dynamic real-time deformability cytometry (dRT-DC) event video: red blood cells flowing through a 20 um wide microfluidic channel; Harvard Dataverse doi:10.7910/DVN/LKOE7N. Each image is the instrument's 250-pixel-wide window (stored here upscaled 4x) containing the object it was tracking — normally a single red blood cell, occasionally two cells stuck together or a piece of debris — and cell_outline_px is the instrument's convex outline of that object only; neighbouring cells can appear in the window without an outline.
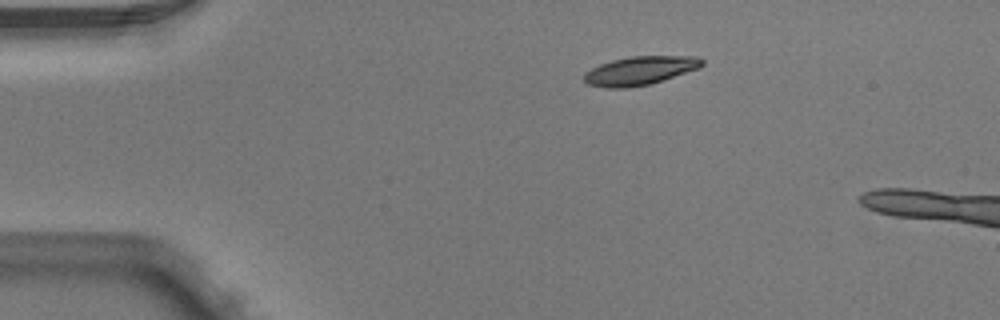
{"species": "Egyptian fruit bat (a non-hibernating species)", "species_latin": "Rousettus aegyptiacus", "temperature_condition": "warm", "stored_images_in_passage": 2, "camera_frame_rate_fps": 3000, "um_per_image_px": 0.085, "animal": {"sex": "male"}, "frame": {"image": 1, "passage_image": 1, "time_ms": 0.0, "image_size_px": [1000, 320], "cell_outline_px": [[704, 64], [700, 68], [648, 84], [628, 88], [604, 88], [588, 84], [584, 80], [584, 72], [600, 64], [612, 60], [632, 56], [696, 56], [704, 60]], "centroid_in_image_um": [54.39, 6.0], "position_along_channel_um": 30.6, "area_um2": 19.59}}
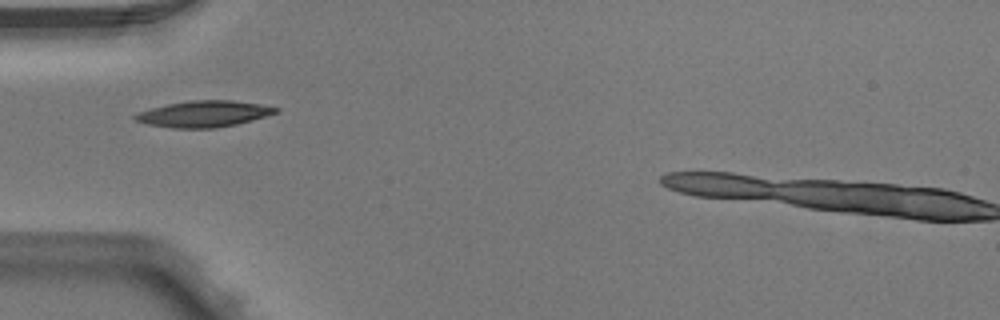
{"frame": {"image": 2, "passage_image": 2, "time_ms": 0.333, "image_size_px": [1000, 320], "cell_outline_px": [[280, 112], [236, 124], [216, 128], [172, 128], [148, 124], [136, 120], [132, 116], [136, 112], [168, 104], [188, 100], [232, 100], [260, 104], [280, 108]], "centroid_in_image_um": [17.33, 9.67], "position_along_channel_um": 67.7, "area_um2": 21.5}}